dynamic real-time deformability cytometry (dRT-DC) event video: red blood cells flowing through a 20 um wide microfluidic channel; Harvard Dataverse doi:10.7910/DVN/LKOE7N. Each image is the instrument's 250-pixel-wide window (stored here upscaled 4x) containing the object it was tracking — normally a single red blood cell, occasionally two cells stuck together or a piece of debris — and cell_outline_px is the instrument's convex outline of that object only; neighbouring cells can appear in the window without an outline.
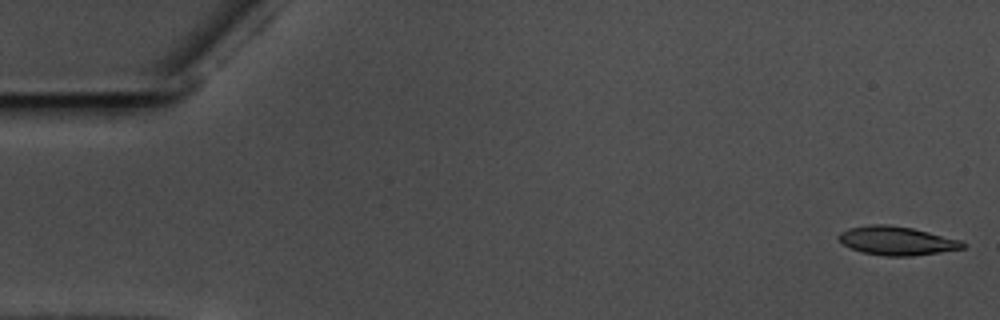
{"species": "common noctule bat (a hibernating species)", "species_latin": "Nyctalus noctula", "temperature_condition": "warm", "stored_images_in_passage": 57, "camera_frame_rate_fps": 3000, "um_per_image_px": 0.085, "animal": {"sex": "male", "body_mass_g": 17.5, "forearm_length_mm": 52.3}, "frame": {"image": 1, "passage_image": 1, "time_ms": 0.0, "image_size_px": [1000, 320], "cell_outline_px": [[968, 244], [964, 248], [940, 252], [912, 256], [884, 256], [864, 252], [852, 248], [844, 244], [836, 236], [840, 232], [848, 228], [872, 224], [888, 224], [912, 228], [960, 240]], "centroid_in_image_um": [76.23, 20.46], "position_along_channel_um": 8.8, "area_um2": 20.63}}
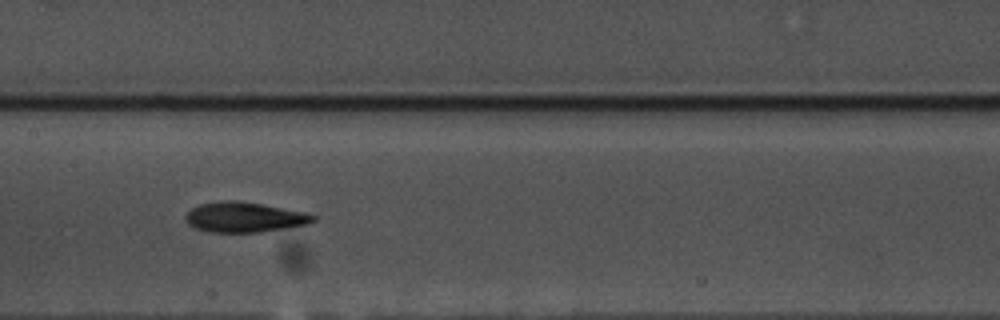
{"frame": {"image": 2, "passage_image": 28, "time_ms": 9.0, "image_size_px": [1000, 320], "cell_outline_px": [[316, 220], [308, 224], [260, 232], [208, 232], [196, 228], [188, 224], [184, 220], [184, 216], [192, 208], [200, 204], [220, 200], [236, 200], [264, 204], [304, 212], [316, 216]], "centroid_in_image_um": [20.75, 18.45], "position_along_channel_um": 186.7, "area_um2": 22.48}}
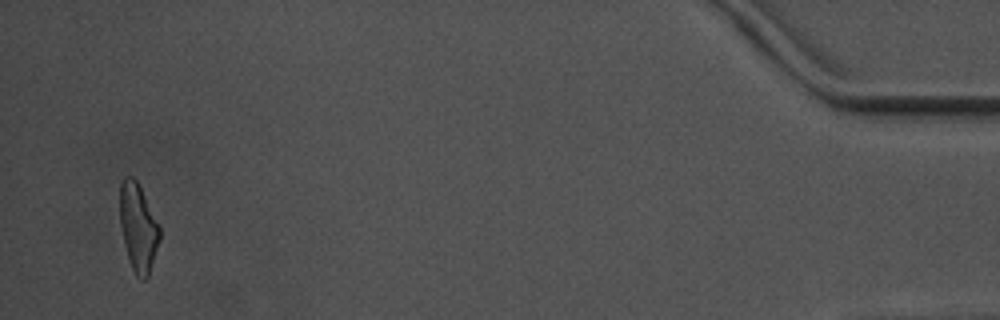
{"frame": {"image": 3, "passage_image": 55, "time_ms": 18.0, "image_size_px": [1000, 320], "cell_outline_px": [[160, 240], [148, 276], [144, 280], [140, 280], [136, 276], [132, 268], [124, 244], [120, 224], [120, 184], [124, 176], [132, 176], [136, 180], [160, 224]], "centroid_in_image_um": [11.75, 19.33], "position_along_channel_um": 423.4, "area_um2": 20.4}, "authors_computed_cell_mechanics": {"area_um2": 21.2704, "velocity_mm_per_s": 3.5732, "shape_relaxation_time_tau1_ms": 5.2839, "shape_relaxation_time_tau2_ms": 4.1147, "deformation_change_tau1": 0.1595, "deformation_change_tau2": 0.1384}}